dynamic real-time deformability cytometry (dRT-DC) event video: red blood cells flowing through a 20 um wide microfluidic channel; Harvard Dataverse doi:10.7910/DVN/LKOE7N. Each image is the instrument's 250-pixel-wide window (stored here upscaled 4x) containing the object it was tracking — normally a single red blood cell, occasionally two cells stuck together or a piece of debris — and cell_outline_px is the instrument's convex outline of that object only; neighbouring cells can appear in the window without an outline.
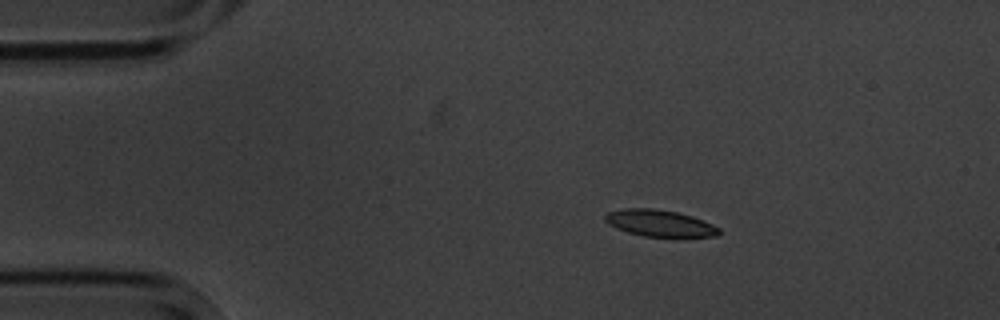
{"species": "common noctule bat (a hibernating species)", "species_latin": "Nyctalus noctula", "temperature_condition": "cold", "stored_images_in_passage": 3, "camera_frame_rate_fps": 3000, "um_per_image_px": 0.085, "animal": {"sex": "male", "body_mass_g": 20.1, "forearm_length_mm": 53.5}, "frame": {"image": 1, "passage_image": 2, "time_ms": 1.333, "image_size_px": [1000, 320], "cell_outline_px": [[720, 232], [716, 236], [644, 236], [628, 232], [616, 228], [608, 224], [604, 220], [604, 216], [608, 212], [624, 208], [652, 208], [676, 212], [692, 216], [712, 224], [720, 228]], "centroid_in_image_um": [56.03, 18.96], "position_along_channel_um": 29.0, "area_um2": 17.46}}